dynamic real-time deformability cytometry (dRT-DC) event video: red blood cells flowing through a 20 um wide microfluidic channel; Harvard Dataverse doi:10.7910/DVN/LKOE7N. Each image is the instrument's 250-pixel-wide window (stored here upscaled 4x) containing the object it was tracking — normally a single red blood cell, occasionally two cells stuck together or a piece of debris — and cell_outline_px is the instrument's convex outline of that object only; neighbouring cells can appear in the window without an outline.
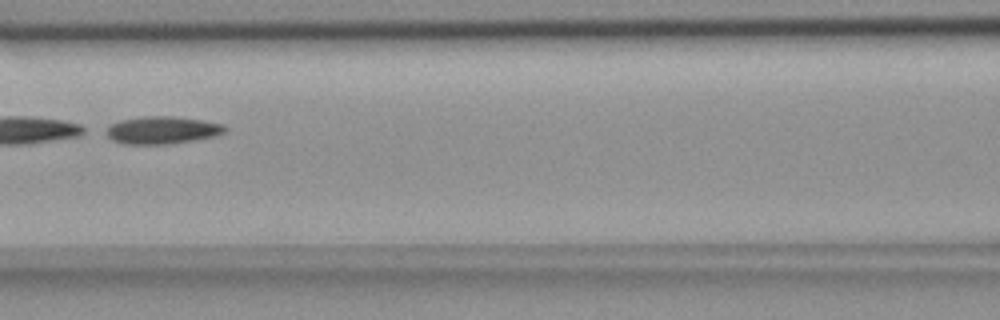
{"species": "common noctule bat (a hibernating species)", "species_latin": "Nyctalus noctula", "temperature_condition": "room temperature", "stored_images_in_passage": 54, "camera_frame_rate_fps": 3000, "um_per_image_px": 0.085, "animal": {"sex": "female", "body_mass_g": 18.4}, "frame": {"image": 1, "passage_image": 24, "time_ms": 7.667, "image_size_px": [1000, 320], "cell_outline_px": [[228, 128], [220, 136], [164, 144], [124, 144], [112, 140], [100, 132], [112, 124], [120, 120], [144, 116], [176, 116], [224, 124]], "centroid_in_image_um": [13.76, 11.06], "position_along_channel_um": 152.8, "area_um2": 19.31}}